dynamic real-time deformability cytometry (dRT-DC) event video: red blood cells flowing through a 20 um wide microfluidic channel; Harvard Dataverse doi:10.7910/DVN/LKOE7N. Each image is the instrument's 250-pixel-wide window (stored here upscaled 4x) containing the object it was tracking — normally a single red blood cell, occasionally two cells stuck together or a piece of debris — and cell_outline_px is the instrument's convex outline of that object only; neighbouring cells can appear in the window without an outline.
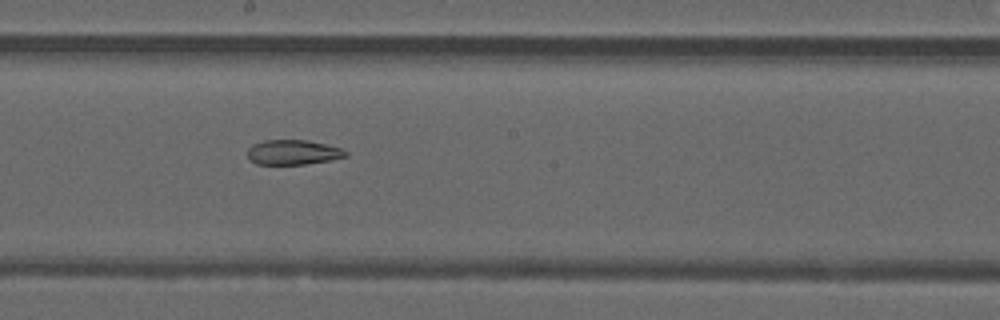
{"species": "common noctule bat (a hibernating species)", "species_latin": "Nyctalus noctula", "temperature_condition": "warm", "stored_images_in_passage": 49, "segment_of_instrument_passage": [2, 2], "camera_frame_rate_fps": 3000, "um_per_image_px": 0.085, "animal": {"sex": "male", "forearm_length_mm": 52.5}, "frame": {"image": 1, "passage_image": 27, "time_ms": 8.667, "image_size_px": [1000, 320], "cell_outline_px": [[348, 156], [328, 160], [304, 164], [256, 164], [248, 160], [248, 148], [252, 144], [264, 140], [304, 140], [324, 144], [340, 148], [348, 152]], "centroid_in_image_um": [24.86, 12.94], "position_along_channel_um": 223.3, "area_um2": 14.1}}
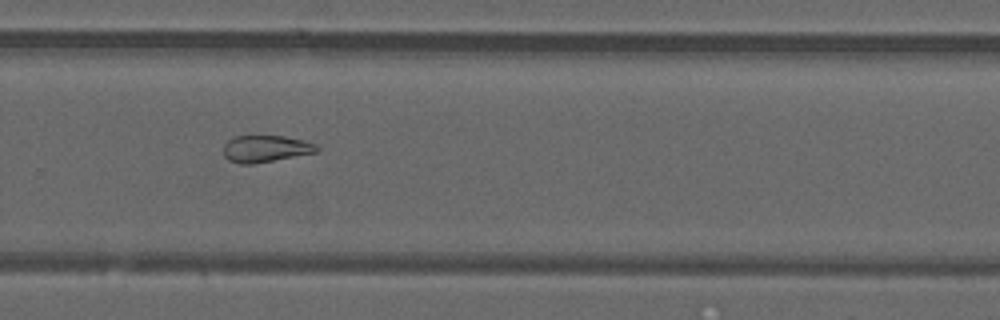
{"frame": {"image": 2, "passage_image": 33, "time_ms": 10.667, "image_size_px": [1000, 320], "cell_outline_px": [[320, 148], [316, 152], [252, 164], [240, 164], [228, 160], [224, 156], [224, 144], [228, 140], [236, 136], [284, 136], [304, 140], [316, 144]], "centroid_in_image_um": [22.57, 12.64], "position_along_channel_um": 307.2, "area_um2": 14.51}}
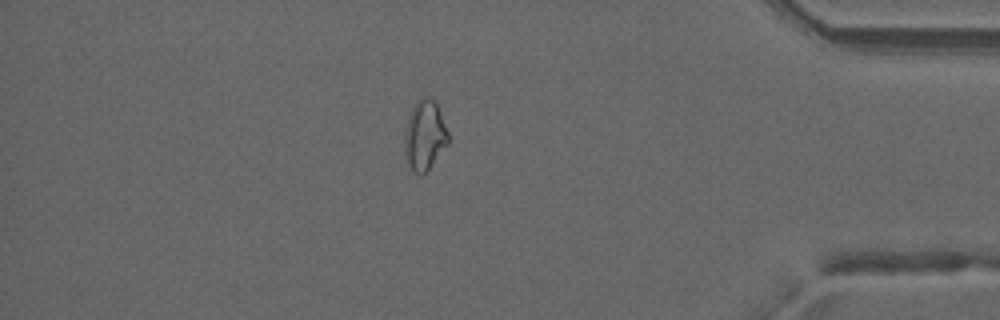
{"frame": {"image": 3, "passage_image": 42, "time_ms": 13.667, "image_size_px": [1000, 320], "cell_outline_px": [[448, 144], [428, 168], [420, 176], [412, 172], [408, 164], [404, 152], [404, 140], [408, 116], [416, 100], [420, 96], [432, 96], [440, 112], [448, 132]], "centroid_in_image_um": [36.08, 11.47], "position_along_channel_um": 399.1, "area_um2": 17.8}}